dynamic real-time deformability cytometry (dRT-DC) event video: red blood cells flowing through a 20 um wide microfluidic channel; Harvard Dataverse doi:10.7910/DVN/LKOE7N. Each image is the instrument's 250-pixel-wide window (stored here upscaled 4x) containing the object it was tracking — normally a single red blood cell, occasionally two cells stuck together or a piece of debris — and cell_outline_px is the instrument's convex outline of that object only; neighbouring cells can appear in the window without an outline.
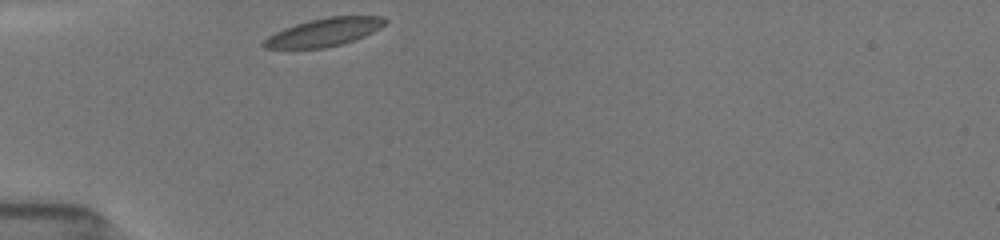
{"species": "common noctule bat (a hibernating species)", "species_latin": "Nyctalus noctula", "temperature_condition": "room temperature", "stored_images_in_passage": 8, "camera_frame_rate_fps": 3000, "um_per_image_px": 0.085, "animal": {"sex": "female", "body_mass_g": 19.5, "forearm_length_mm": 54.1}, "frame": {"image": 1, "passage_image": 1, "time_ms": 0.0, "image_size_px": [1000, 240], "cell_outline_px": [[388, 20], [380, 28], [364, 36], [340, 44], [324, 48], [264, 48], [260, 44], [268, 36], [284, 28], [308, 20], [328, 16], [384, 16]], "centroid_in_image_um": [27.54, 2.72], "position_along_channel_um": 57.5, "area_um2": 19.71}}
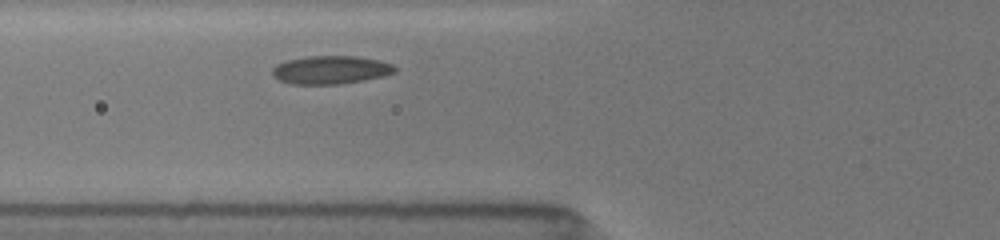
{"frame": {"image": 2, "passage_image": 5, "time_ms": 1.333, "image_size_px": [1000, 240], "cell_outline_px": [[396, 72], [364, 80], [340, 84], [292, 84], [280, 80], [272, 76], [272, 68], [276, 64], [288, 60], [308, 56], [356, 56], [380, 60], [392, 64], [396, 68]], "centroid_in_image_um": [28.09, 5.93], "position_along_channel_um": 97.7, "area_um2": 20.11}}
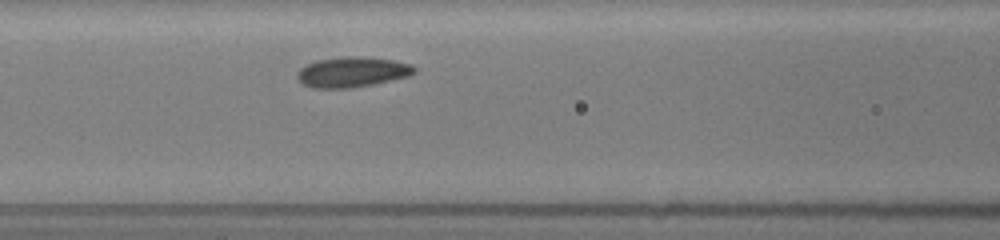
{"frame": {"image": 3, "passage_image": 8, "time_ms": 2.333, "image_size_px": [1000, 240], "cell_outline_px": [[416, 72], [408, 76], [372, 84], [348, 88], [312, 88], [304, 84], [296, 76], [296, 72], [300, 68], [316, 60], [340, 56], [364, 56], [392, 60], [412, 64], [416, 68]], "centroid_in_image_um": [29.93, 6.1], "position_along_channel_um": 136.7, "area_um2": 20.69}}